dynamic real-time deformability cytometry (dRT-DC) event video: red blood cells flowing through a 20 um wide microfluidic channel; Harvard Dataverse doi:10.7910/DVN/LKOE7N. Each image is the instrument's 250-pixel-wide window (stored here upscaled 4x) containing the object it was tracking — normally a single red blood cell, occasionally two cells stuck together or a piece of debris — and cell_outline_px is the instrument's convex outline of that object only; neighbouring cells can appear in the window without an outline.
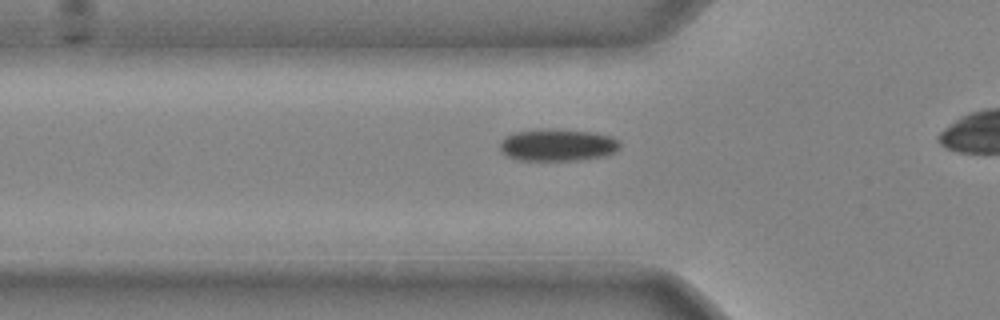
{"species": "common noctule bat (a hibernating species)", "species_latin": "Nyctalus noctula", "temperature_condition": "cold", "stored_images_in_passage": 25, "camera_frame_rate_fps": 3000, "um_per_image_px": 0.085, "animal": {"sex": "male", "body_mass_g": 20.4}, "frame": {"image": 1, "passage_image": 4, "time_ms": 1.0, "image_size_px": [1000, 320], "cell_outline_px": [[620, 148], [616, 152], [604, 156], [580, 160], [516, 160], [508, 156], [500, 148], [500, 140], [504, 136], [516, 132], [592, 132], [612, 136], [620, 144]], "centroid_in_image_um": [47.43, 12.38], "position_along_channel_um": 78.4, "area_um2": 21.44}}
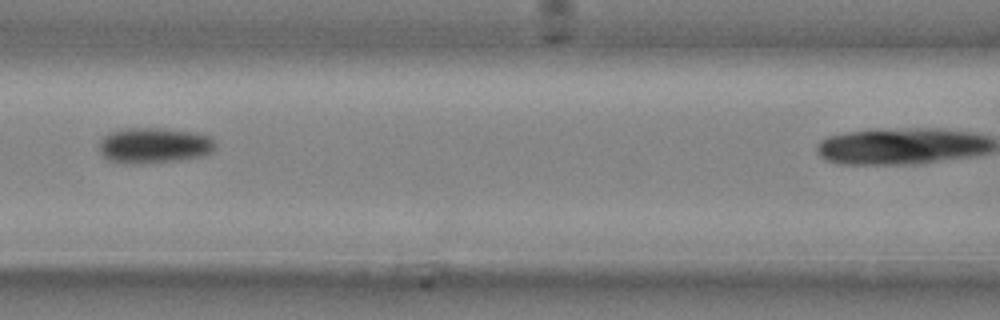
{"frame": {"image": 2, "passage_image": 9, "time_ms": 2.667, "image_size_px": [1000, 320], "cell_outline_px": [[216, 144], [212, 152], [204, 156], [180, 160], [144, 164], [124, 164], [108, 160], [100, 152], [100, 140], [108, 132], [124, 128], [168, 128], [200, 132], [212, 136]], "centroid_in_image_um": [13.14, 12.35], "position_along_channel_um": 153.5, "area_um2": 24.85}}
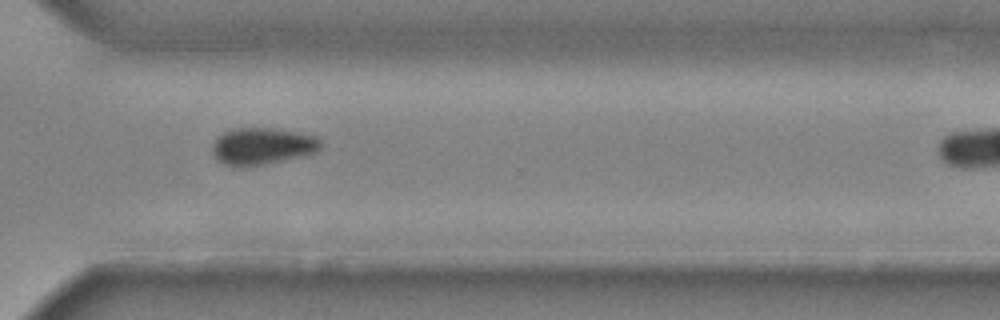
{"frame": {"image": 3, "passage_image": 22, "time_ms": 7.0, "image_size_px": [1000, 320], "cell_outline_px": [[320, 148], [316, 152], [268, 164], [248, 168], [240, 168], [224, 164], [212, 152], [212, 144], [224, 132], [232, 128], [272, 128], [296, 132], [316, 136], [320, 140]], "centroid_in_image_um": [22.27, 12.44], "position_along_channel_um": 348.3, "area_um2": 23.35}}